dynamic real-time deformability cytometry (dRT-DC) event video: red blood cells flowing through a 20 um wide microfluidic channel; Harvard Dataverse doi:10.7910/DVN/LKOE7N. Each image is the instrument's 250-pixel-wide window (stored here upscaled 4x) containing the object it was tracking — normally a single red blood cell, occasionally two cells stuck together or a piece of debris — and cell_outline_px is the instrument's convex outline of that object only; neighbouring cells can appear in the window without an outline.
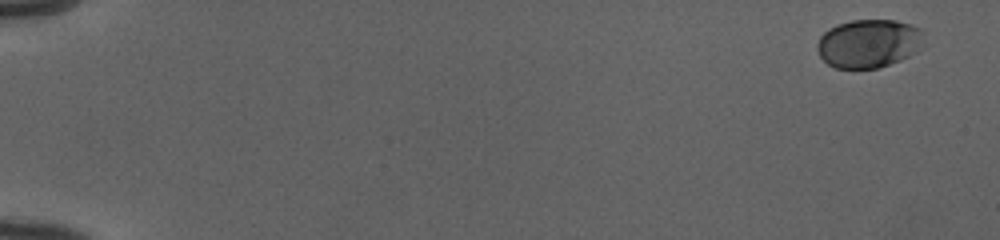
{"species": "human", "species_latin": "Homo sapiens", "temperature_condition": "cold", "stored_images_in_passage": 22, "camera_frame_rate_fps": 3000, "um_per_image_px": 0.085, "donor": {"sex": "female"}, "frame": {"image": 1, "passage_image": 1, "time_ms": 0.0, "image_size_px": [1000, 240], "cell_outline_px": [[924, 48], [900, 60], [876, 68], [836, 68], [828, 64], [820, 56], [816, 48], [816, 44], [820, 36], [828, 28], [836, 24], [852, 20], [896, 20], [912, 24], [920, 28], [924, 32]], "centroid_in_image_um": [73.87, 3.68], "position_along_channel_um": 11.1, "area_um2": 30.58}}
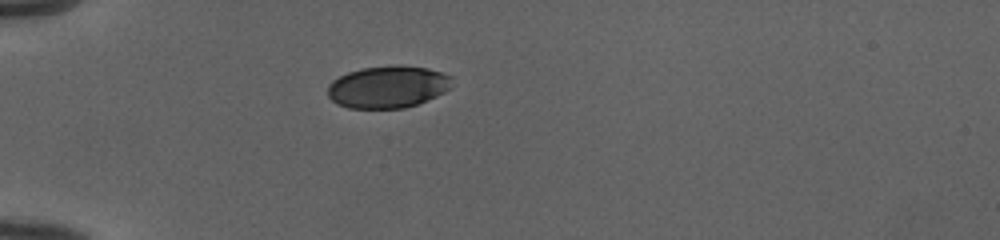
{"frame": {"image": 2, "passage_image": 16, "time_ms": 5.0, "image_size_px": [1000, 240], "cell_outline_px": [[452, 76], [448, 88], [444, 92], [436, 96], [416, 104], [404, 108], [348, 108], [336, 104], [328, 96], [328, 84], [332, 80], [348, 72], [360, 68], [396, 64], [400, 64], [428, 68]], "centroid_in_image_um": [32.93, 7.37], "position_along_channel_um": 52.1, "area_um2": 30.63}}
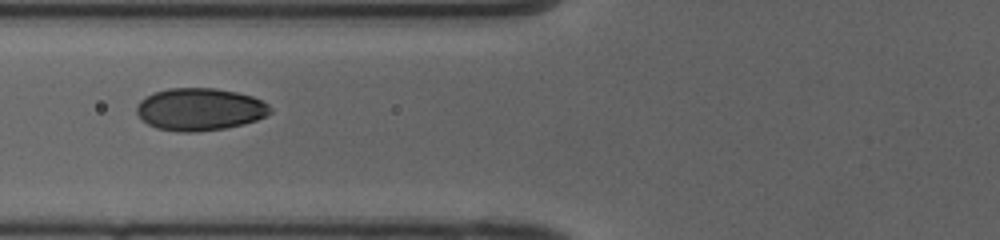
{"frame": {"image": 3, "passage_image": 22, "time_ms": 7.0, "image_size_px": [1000, 240], "cell_outline_px": [[272, 112], [256, 120], [244, 124], [224, 128], [196, 132], [180, 132], [156, 128], [148, 124], [136, 112], [136, 104], [140, 100], [156, 92], [168, 88], [216, 88], [236, 92], [252, 96], [268, 104], [272, 108]], "centroid_in_image_um": [16.99, 9.29], "position_along_channel_um": 108.8, "area_um2": 32.95}}